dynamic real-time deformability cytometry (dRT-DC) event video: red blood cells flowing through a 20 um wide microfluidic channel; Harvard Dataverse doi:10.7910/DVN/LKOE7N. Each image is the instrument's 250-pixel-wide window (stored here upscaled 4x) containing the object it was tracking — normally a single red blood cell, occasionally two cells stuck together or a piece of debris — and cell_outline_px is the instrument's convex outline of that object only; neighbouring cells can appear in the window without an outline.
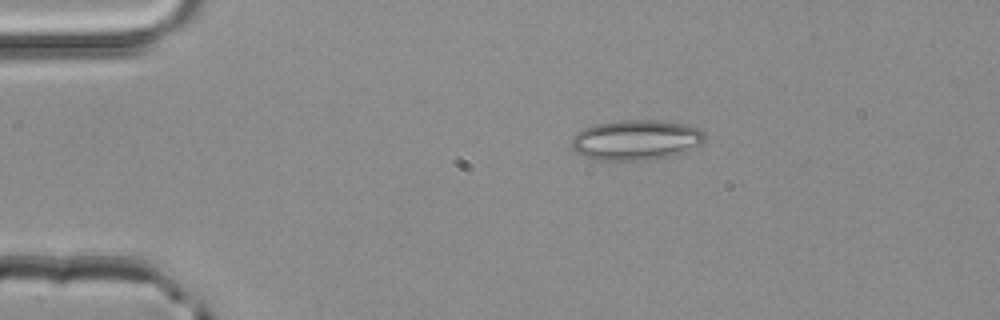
{"species": "common noctule bat (a hibernating species)", "species_latin": "Nyctalus noctula", "temperature_condition": "room temperature", "stored_images_in_passage": 2, "camera_frame_rate_fps": 3000, "um_per_image_px": 0.085, "animal": {"sex": "male", "body_mass_g": 20.4}, "frame": {"image": 1, "passage_image": 1, "time_ms": 0.0, "image_size_px": [1000, 320], "cell_outline_px": [[704, 140], [700, 144], [684, 152], [652, 160], [596, 160], [576, 152], [572, 148], [572, 140], [576, 132], [584, 128], [596, 124], [620, 120], [660, 120], [684, 124], [696, 128], [704, 132]], "centroid_in_image_um": [54.04, 11.89], "position_along_channel_um": 31.0, "area_um2": 31.1}}